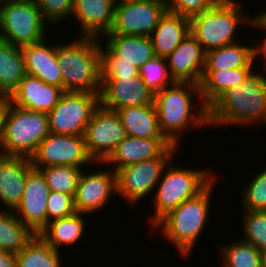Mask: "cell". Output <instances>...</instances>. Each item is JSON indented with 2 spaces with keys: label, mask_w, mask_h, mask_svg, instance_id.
Returning a JSON list of instances; mask_svg holds the SVG:
<instances>
[{
  "label": "cell",
  "mask_w": 266,
  "mask_h": 267,
  "mask_svg": "<svg viewBox=\"0 0 266 267\" xmlns=\"http://www.w3.org/2000/svg\"><path fill=\"white\" fill-rule=\"evenodd\" d=\"M33 168L65 165L83 168L96 164L89 156L83 135H57L50 133L30 157Z\"/></svg>",
  "instance_id": "7c38bea8"
},
{
  "label": "cell",
  "mask_w": 266,
  "mask_h": 267,
  "mask_svg": "<svg viewBox=\"0 0 266 267\" xmlns=\"http://www.w3.org/2000/svg\"><path fill=\"white\" fill-rule=\"evenodd\" d=\"M256 18V23L253 27H259L260 29L262 28L263 30L266 29V10L263 12H260V14L255 15Z\"/></svg>",
  "instance_id": "ee69618b"
},
{
  "label": "cell",
  "mask_w": 266,
  "mask_h": 267,
  "mask_svg": "<svg viewBox=\"0 0 266 267\" xmlns=\"http://www.w3.org/2000/svg\"><path fill=\"white\" fill-rule=\"evenodd\" d=\"M49 134L48 114L23 109L10 102L0 140V154L30 158Z\"/></svg>",
  "instance_id": "52a82bcc"
},
{
  "label": "cell",
  "mask_w": 266,
  "mask_h": 267,
  "mask_svg": "<svg viewBox=\"0 0 266 267\" xmlns=\"http://www.w3.org/2000/svg\"><path fill=\"white\" fill-rule=\"evenodd\" d=\"M33 168L30 158L0 154V202L6 211L20 205L26 178Z\"/></svg>",
  "instance_id": "44dd1931"
},
{
  "label": "cell",
  "mask_w": 266,
  "mask_h": 267,
  "mask_svg": "<svg viewBox=\"0 0 266 267\" xmlns=\"http://www.w3.org/2000/svg\"><path fill=\"white\" fill-rule=\"evenodd\" d=\"M43 18L51 25L72 17L74 0H34ZM63 19V20H62ZM55 23V24H54Z\"/></svg>",
  "instance_id": "f35d334b"
},
{
  "label": "cell",
  "mask_w": 266,
  "mask_h": 267,
  "mask_svg": "<svg viewBox=\"0 0 266 267\" xmlns=\"http://www.w3.org/2000/svg\"><path fill=\"white\" fill-rule=\"evenodd\" d=\"M49 193L50 189L41 171L32 168L26 178L21 203L14 212L36 235L47 226L46 203Z\"/></svg>",
  "instance_id": "9a60e30c"
},
{
  "label": "cell",
  "mask_w": 266,
  "mask_h": 267,
  "mask_svg": "<svg viewBox=\"0 0 266 267\" xmlns=\"http://www.w3.org/2000/svg\"><path fill=\"white\" fill-rule=\"evenodd\" d=\"M241 240L252 244L257 250H266V211H244Z\"/></svg>",
  "instance_id": "d590c367"
},
{
  "label": "cell",
  "mask_w": 266,
  "mask_h": 267,
  "mask_svg": "<svg viewBox=\"0 0 266 267\" xmlns=\"http://www.w3.org/2000/svg\"><path fill=\"white\" fill-rule=\"evenodd\" d=\"M166 12V0H138L116 4L113 25L107 34L150 37Z\"/></svg>",
  "instance_id": "4fadbf2b"
},
{
  "label": "cell",
  "mask_w": 266,
  "mask_h": 267,
  "mask_svg": "<svg viewBox=\"0 0 266 267\" xmlns=\"http://www.w3.org/2000/svg\"><path fill=\"white\" fill-rule=\"evenodd\" d=\"M99 94L65 92L54 109L48 114L50 133L83 135L93 113L100 106Z\"/></svg>",
  "instance_id": "30bf717a"
},
{
  "label": "cell",
  "mask_w": 266,
  "mask_h": 267,
  "mask_svg": "<svg viewBox=\"0 0 266 267\" xmlns=\"http://www.w3.org/2000/svg\"><path fill=\"white\" fill-rule=\"evenodd\" d=\"M45 177L50 191L63 192L75 196L79 177L83 171L82 168L55 165L39 169Z\"/></svg>",
  "instance_id": "d6a6232c"
},
{
  "label": "cell",
  "mask_w": 266,
  "mask_h": 267,
  "mask_svg": "<svg viewBox=\"0 0 266 267\" xmlns=\"http://www.w3.org/2000/svg\"><path fill=\"white\" fill-rule=\"evenodd\" d=\"M261 267H266V250L261 251Z\"/></svg>",
  "instance_id": "f6af8a7d"
},
{
  "label": "cell",
  "mask_w": 266,
  "mask_h": 267,
  "mask_svg": "<svg viewBox=\"0 0 266 267\" xmlns=\"http://www.w3.org/2000/svg\"><path fill=\"white\" fill-rule=\"evenodd\" d=\"M15 257L16 267H62L60 252L49 246L39 235Z\"/></svg>",
  "instance_id": "4dcf8cb0"
},
{
  "label": "cell",
  "mask_w": 266,
  "mask_h": 267,
  "mask_svg": "<svg viewBox=\"0 0 266 267\" xmlns=\"http://www.w3.org/2000/svg\"><path fill=\"white\" fill-rule=\"evenodd\" d=\"M64 93L63 88L26 74L9 99L17 107L49 114Z\"/></svg>",
  "instance_id": "d6986e66"
},
{
  "label": "cell",
  "mask_w": 266,
  "mask_h": 267,
  "mask_svg": "<svg viewBox=\"0 0 266 267\" xmlns=\"http://www.w3.org/2000/svg\"><path fill=\"white\" fill-rule=\"evenodd\" d=\"M45 40L22 47L26 73L47 84L63 88L60 65L56 58V45H47Z\"/></svg>",
  "instance_id": "7402d4cb"
},
{
  "label": "cell",
  "mask_w": 266,
  "mask_h": 267,
  "mask_svg": "<svg viewBox=\"0 0 266 267\" xmlns=\"http://www.w3.org/2000/svg\"><path fill=\"white\" fill-rule=\"evenodd\" d=\"M101 44L103 43H100L101 83L106 78H126L139 75L137 67L131 63L124 62L107 45L102 46Z\"/></svg>",
  "instance_id": "e575fe53"
},
{
  "label": "cell",
  "mask_w": 266,
  "mask_h": 267,
  "mask_svg": "<svg viewBox=\"0 0 266 267\" xmlns=\"http://www.w3.org/2000/svg\"><path fill=\"white\" fill-rule=\"evenodd\" d=\"M100 105L117 111L124 107L154 104V93L137 77L106 78L101 83Z\"/></svg>",
  "instance_id": "2e32d148"
},
{
  "label": "cell",
  "mask_w": 266,
  "mask_h": 267,
  "mask_svg": "<svg viewBox=\"0 0 266 267\" xmlns=\"http://www.w3.org/2000/svg\"><path fill=\"white\" fill-rule=\"evenodd\" d=\"M253 70L238 86L223 92L209 107L210 126L266 123V73Z\"/></svg>",
  "instance_id": "7a4b0ae2"
},
{
  "label": "cell",
  "mask_w": 266,
  "mask_h": 267,
  "mask_svg": "<svg viewBox=\"0 0 266 267\" xmlns=\"http://www.w3.org/2000/svg\"><path fill=\"white\" fill-rule=\"evenodd\" d=\"M255 58L257 59L258 56L262 55V60L264 59V64L266 66V37L264 39H262V43L261 44H257L255 43Z\"/></svg>",
  "instance_id": "7bdbcfd3"
},
{
  "label": "cell",
  "mask_w": 266,
  "mask_h": 267,
  "mask_svg": "<svg viewBox=\"0 0 266 267\" xmlns=\"http://www.w3.org/2000/svg\"><path fill=\"white\" fill-rule=\"evenodd\" d=\"M35 236L36 234L16 217L14 211L0 210V250L17 254Z\"/></svg>",
  "instance_id": "f546056e"
},
{
  "label": "cell",
  "mask_w": 266,
  "mask_h": 267,
  "mask_svg": "<svg viewBox=\"0 0 266 267\" xmlns=\"http://www.w3.org/2000/svg\"><path fill=\"white\" fill-rule=\"evenodd\" d=\"M47 224L56 219L66 218L76 213L74 196L63 192L50 191L46 203Z\"/></svg>",
  "instance_id": "74e56055"
},
{
  "label": "cell",
  "mask_w": 266,
  "mask_h": 267,
  "mask_svg": "<svg viewBox=\"0 0 266 267\" xmlns=\"http://www.w3.org/2000/svg\"><path fill=\"white\" fill-rule=\"evenodd\" d=\"M194 93V94H193ZM201 100L198 107L193 104V96ZM154 104L158 114L159 127L164 137L180 147L181 134L188 127L200 128L209 125L208 107L201 98L200 85L190 82H174L154 94ZM196 108L195 112L193 109Z\"/></svg>",
  "instance_id": "6da1fadb"
},
{
  "label": "cell",
  "mask_w": 266,
  "mask_h": 267,
  "mask_svg": "<svg viewBox=\"0 0 266 267\" xmlns=\"http://www.w3.org/2000/svg\"><path fill=\"white\" fill-rule=\"evenodd\" d=\"M216 179L198 195L168 212L153 226V229L159 228L162 231V236L175 245L183 257L191 254L199 236L202 235L210 213V199Z\"/></svg>",
  "instance_id": "277c9868"
},
{
  "label": "cell",
  "mask_w": 266,
  "mask_h": 267,
  "mask_svg": "<svg viewBox=\"0 0 266 267\" xmlns=\"http://www.w3.org/2000/svg\"><path fill=\"white\" fill-rule=\"evenodd\" d=\"M234 42L205 53L204 70H228L241 67H254L255 46Z\"/></svg>",
  "instance_id": "83f0119b"
},
{
  "label": "cell",
  "mask_w": 266,
  "mask_h": 267,
  "mask_svg": "<svg viewBox=\"0 0 266 267\" xmlns=\"http://www.w3.org/2000/svg\"><path fill=\"white\" fill-rule=\"evenodd\" d=\"M100 42L98 38L80 36L74 42L56 45L65 92L100 93Z\"/></svg>",
  "instance_id": "3957f363"
},
{
  "label": "cell",
  "mask_w": 266,
  "mask_h": 267,
  "mask_svg": "<svg viewBox=\"0 0 266 267\" xmlns=\"http://www.w3.org/2000/svg\"><path fill=\"white\" fill-rule=\"evenodd\" d=\"M26 74L22 48L0 40V96L10 97Z\"/></svg>",
  "instance_id": "484cf974"
},
{
  "label": "cell",
  "mask_w": 266,
  "mask_h": 267,
  "mask_svg": "<svg viewBox=\"0 0 266 267\" xmlns=\"http://www.w3.org/2000/svg\"><path fill=\"white\" fill-rule=\"evenodd\" d=\"M34 0H6L0 4V40L24 47L45 40L46 24Z\"/></svg>",
  "instance_id": "ba28073f"
},
{
  "label": "cell",
  "mask_w": 266,
  "mask_h": 267,
  "mask_svg": "<svg viewBox=\"0 0 266 267\" xmlns=\"http://www.w3.org/2000/svg\"><path fill=\"white\" fill-rule=\"evenodd\" d=\"M106 44L124 62L131 63L138 69L156 55L150 37L139 35L106 34ZM107 39V40H106Z\"/></svg>",
  "instance_id": "d4e9b609"
},
{
  "label": "cell",
  "mask_w": 266,
  "mask_h": 267,
  "mask_svg": "<svg viewBox=\"0 0 266 267\" xmlns=\"http://www.w3.org/2000/svg\"><path fill=\"white\" fill-rule=\"evenodd\" d=\"M179 147L173 145L161 157L133 163L117 171V195L135 205L149 193L154 194L165 168ZM176 152V153H175Z\"/></svg>",
  "instance_id": "9c48e42d"
},
{
  "label": "cell",
  "mask_w": 266,
  "mask_h": 267,
  "mask_svg": "<svg viewBox=\"0 0 266 267\" xmlns=\"http://www.w3.org/2000/svg\"><path fill=\"white\" fill-rule=\"evenodd\" d=\"M115 0H74L72 17L81 27V37L104 38L112 28Z\"/></svg>",
  "instance_id": "ffe728a7"
},
{
  "label": "cell",
  "mask_w": 266,
  "mask_h": 267,
  "mask_svg": "<svg viewBox=\"0 0 266 267\" xmlns=\"http://www.w3.org/2000/svg\"><path fill=\"white\" fill-rule=\"evenodd\" d=\"M84 172L78 180L74 205L76 212L93 215L108 205L114 192L117 194V172L112 168L88 174Z\"/></svg>",
  "instance_id": "5bb4252c"
},
{
  "label": "cell",
  "mask_w": 266,
  "mask_h": 267,
  "mask_svg": "<svg viewBox=\"0 0 266 267\" xmlns=\"http://www.w3.org/2000/svg\"><path fill=\"white\" fill-rule=\"evenodd\" d=\"M242 192L244 211H266V168L261 170Z\"/></svg>",
  "instance_id": "8d00e7d4"
},
{
  "label": "cell",
  "mask_w": 266,
  "mask_h": 267,
  "mask_svg": "<svg viewBox=\"0 0 266 267\" xmlns=\"http://www.w3.org/2000/svg\"><path fill=\"white\" fill-rule=\"evenodd\" d=\"M133 1H138V0H115V3L121 4V3H125V2H133Z\"/></svg>",
  "instance_id": "bcb514c9"
},
{
  "label": "cell",
  "mask_w": 266,
  "mask_h": 267,
  "mask_svg": "<svg viewBox=\"0 0 266 267\" xmlns=\"http://www.w3.org/2000/svg\"><path fill=\"white\" fill-rule=\"evenodd\" d=\"M173 145L166 138H135L127 136L100 165H111L117 172L124 166L161 157Z\"/></svg>",
  "instance_id": "ac0fdd59"
},
{
  "label": "cell",
  "mask_w": 266,
  "mask_h": 267,
  "mask_svg": "<svg viewBox=\"0 0 266 267\" xmlns=\"http://www.w3.org/2000/svg\"><path fill=\"white\" fill-rule=\"evenodd\" d=\"M219 249L223 267H261V252L241 239Z\"/></svg>",
  "instance_id": "1f68e13d"
},
{
  "label": "cell",
  "mask_w": 266,
  "mask_h": 267,
  "mask_svg": "<svg viewBox=\"0 0 266 267\" xmlns=\"http://www.w3.org/2000/svg\"><path fill=\"white\" fill-rule=\"evenodd\" d=\"M189 32V18L167 11L150 35L155 55L166 58Z\"/></svg>",
  "instance_id": "603a6c76"
},
{
  "label": "cell",
  "mask_w": 266,
  "mask_h": 267,
  "mask_svg": "<svg viewBox=\"0 0 266 267\" xmlns=\"http://www.w3.org/2000/svg\"><path fill=\"white\" fill-rule=\"evenodd\" d=\"M223 0H166L167 11L191 19Z\"/></svg>",
  "instance_id": "ab89813d"
},
{
  "label": "cell",
  "mask_w": 266,
  "mask_h": 267,
  "mask_svg": "<svg viewBox=\"0 0 266 267\" xmlns=\"http://www.w3.org/2000/svg\"><path fill=\"white\" fill-rule=\"evenodd\" d=\"M10 99L7 96H0V140L4 131L5 117L7 114Z\"/></svg>",
  "instance_id": "60d3db41"
},
{
  "label": "cell",
  "mask_w": 266,
  "mask_h": 267,
  "mask_svg": "<svg viewBox=\"0 0 266 267\" xmlns=\"http://www.w3.org/2000/svg\"><path fill=\"white\" fill-rule=\"evenodd\" d=\"M0 267H16L15 254L0 250Z\"/></svg>",
  "instance_id": "b9f144b4"
},
{
  "label": "cell",
  "mask_w": 266,
  "mask_h": 267,
  "mask_svg": "<svg viewBox=\"0 0 266 267\" xmlns=\"http://www.w3.org/2000/svg\"><path fill=\"white\" fill-rule=\"evenodd\" d=\"M166 61L175 82L200 84L205 67V52L191 32L166 57Z\"/></svg>",
  "instance_id": "e0dca14e"
},
{
  "label": "cell",
  "mask_w": 266,
  "mask_h": 267,
  "mask_svg": "<svg viewBox=\"0 0 266 267\" xmlns=\"http://www.w3.org/2000/svg\"><path fill=\"white\" fill-rule=\"evenodd\" d=\"M255 67H241L228 70H203L200 82L201 98L209 107L223 92L238 86Z\"/></svg>",
  "instance_id": "4316f807"
},
{
  "label": "cell",
  "mask_w": 266,
  "mask_h": 267,
  "mask_svg": "<svg viewBox=\"0 0 266 267\" xmlns=\"http://www.w3.org/2000/svg\"><path fill=\"white\" fill-rule=\"evenodd\" d=\"M215 177L216 174L209 169H187L169 163L156 185V194L153 195L156 211L149 220L152 221V227L168 212L202 192Z\"/></svg>",
  "instance_id": "8992f818"
},
{
  "label": "cell",
  "mask_w": 266,
  "mask_h": 267,
  "mask_svg": "<svg viewBox=\"0 0 266 267\" xmlns=\"http://www.w3.org/2000/svg\"><path fill=\"white\" fill-rule=\"evenodd\" d=\"M127 137L116 111L99 106L86 125L83 139L94 162H104L118 144Z\"/></svg>",
  "instance_id": "8fae6325"
},
{
  "label": "cell",
  "mask_w": 266,
  "mask_h": 267,
  "mask_svg": "<svg viewBox=\"0 0 266 267\" xmlns=\"http://www.w3.org/2000/svg\"><path fill=\"white\" fill-rule=\"evenodd\" d=\"M138 70L143 82L154 94L175 82L170 75L166 58L163 57L155 56Z\"/></svg>",
  "instance_id": "836d02e7"
},
{
  "label": "cell",
  "mask_w": 266,
  "mask_h": 267,
  "mask_svg": "<svg viewBox=\"0 0 266 267\" xmlns=\"http://www.w3.org/2000/svg\"><path fill=\"white\" fill-rule=\"evenodd\" d=\"M242 7L240 1L223 0L190 19V32L205 53L237 42L236 33L241 24L255 25V16L251 18L245 15Z\"/></svg>",
  "instance_id": "5b68a950"
},
{
  "label": "cell",
  "mask_w": 266,
  "mask_h": 267,
  "mask_svg": "<svg viewBox=\"0 0 266 267\" xmlns=\"http://www.w3.org/2000/svg\"><path fill=\"white\" fill-rule=\"evenodd\" d=\"M84 213L48 222L47 226L38 234L49 246L59 251L61 246H71L78 242L85 232Z\"/></svg>",
  "instance_id": "f1b7e54d"
},
{
  "label": "cell",
  "mask_w": 266,
  "mask_h": 267,
  "mask_svg": "<svg viewBox=\"0 0 266 267\" xmlns=\"http://www.w3.org/2000/svg\"><path fill=\"white\" fill-rule=\"evenodd\" d=\"M127 136L135 138H165L162 134L155 104L118 109Z\"/></svg>",
  "instance_id": "cb8c5ba5"
}]
</instances>
